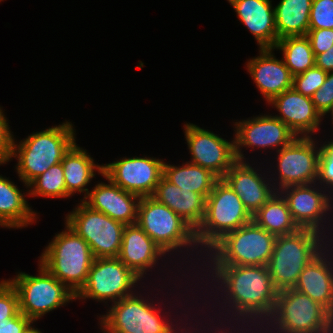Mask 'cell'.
Wrapping results in <instances>:
<instances>
[{"label":"cell","mask_w":333,"mask_h":333,"mask_svg":"<svg viewBox=\"0 0 333 333\" xmlns=\"http://www.w3.org/2000/svg\"><path fill=\"white\" fill-rule=\"evenodd\" d=\"M202 270L203 272L207 270L206 272H209L211 276L204 272L203 277L199 278L204 281L203 278L208 276V281L214 282L213 288L222 292L220 294L224 296V298L221 296L222 303H220V297L217 300L219 306L225 304L221 307L224 312L227 311L223 313L227 316L224 321L231 317L225 323L235 320L238 327L252 328L254 326L259 329L272 314L278 291L272 283L267 266H206Z\"/></svg>","instance_id":"obj_1"},{"label":"cell","mask_w":333,"mask_h":333,"mask_svg":"<svg viewBox=\"0 0 333 333\" xmlns=\"http://www.w3.org/2000/svg\"><path fill=\"white\" fill-rule=\"evenodd\" d=\"M312 137H296L289 145L277 151V173L271 182L277 192L296 185H308L317 182L320 147ZM317 143V144H316ZM275 182H274V181ZM277 185V186H276ZM279 186V187H278Z\"/></svg>","instance_id":"obj_13"},{"label":"cell","mask_w":333,"mask_h":333,"mask_svg":"<svg viewBox=\"0 0 333 333\" xmlns=\"http://www.w3.org/2000/svg\"><path fill=\"white\" fill-rule=\"evenodd\" d=\"M197 333H201V332H199V329L197 328V331H196ZM202 333H206V332H202Z\"/></svg>","instance_id":"obj_45"},{"label":"cell","mask_w":333,"mask_h":333,"mask_svg":"<svg viewBox=\"0 0 333 333\" xmlns=\"http://www.w3.org/2000/svg\"><path fill=\"white\" fill-rule=\"evenodd\" d=\"M237 18L253 34L259 49L274 48L278 42L271 0H227Z\"/></svg>","instance_id":"obj_24"},{"label":"cell","mask_w":333,"mask_h":333,"mask_svg":"<svg viewBox=\"0 0 333 333\" xmlns=\"http://www.w3.org/2000/svg\"><path fill=\"white\" fill-rule=\"evenodd\" d=\"M273 51V48L259 49V56L247 60L245 65L267 103L293 86V75Z\"/></svg>","instance_id":"obj_22"},{"label":"cell","mask_w":333,"mask_h":333,"mask_svg":"<svg viewBox=\"0 0 333 333\" xmlns=\"http://www.w3.org/2000/svg\"><path fill=\"white\" fill-rule=\"evenodd\" d=\"M328 113L331 114V119H332V124H333V103L331 105V107L325 112V114L322 116V118H324L325 115H327Z\"/></svg>","instance_id":"obj_44"},{"label":"cell","mask_w":333,"mask_h":333,"mask_svg":"<svg viewBox=\"0 0 333 333\" xmlns=\"http://www.w3.org/2000/svg\"><path fill=\"white\" fill-rule=\"evenodd\" d=\"M20 313L16 289L8 280L0 281V323Z\"/></svg>","instance_id":"obj_36"},{"label":"cell","mask_w":333,"mask_h":333,"mask_svg":"<svg viewBox=\"0 0 333 333\" xmlns=\"http://www.w3.org/2000/svg\"><path fill=\"white\" fill-rule=\"evenodd\" d=\"M315 66L325 72H333V46L326 52L315 56Z\"/></svg>","instance_id":"obj_41"},{"label":"cell","mask_w":333,"mask_h":333,"mask_svg":"<svg viewBox=\"0 0 333 333\" xmlns=\"http://www.w3.org/2000/svg\"><path fill=\"white\" fill-rule=\"evenodd\" d=\"M28 194L32 197L67 198L62 163L51 166L47 171L35 178L29 185Z\"/></svg>","instance_id":"obj_32"},{"label":"cell","mask_w":333,"mask_h":333,"mask_svg":"<svg viewBox=\"0 0 333 333\" xmlns=\"http://www.w3.org/2000/svg\"><path fill=\"white\" fill-rule=\"evenodd\" d=\"M163 177L181 190L203 195L205 198L211 193L215 183L220 179L207 168L185 162L182 166L164 162Z\"/></svg>","instance_id":"obj_28"},{"label":"cell","mask_w":333,"mask_h":333,"mask_svg":"<svg viewBox=\"0 0 333 333\" xmlns=\"http://www.w3.org/2000/svg\"><path fill=\"white\" fill-rule=\"evenodd\" d=\"M311 98L315 109L323 116L333 103V72L327 73L324 84Z\"/></svg>","instance_id":"obj_37"},{"label":"cell","mask_w":333,"mask_h":333,"mask_svg":"<svg viewBox=\"0 0 333 333\" xmlns=\"http://www.w3.org/2000/svg\"><path fill=\"white\" fill-rule=\"evenodd\" d=\"M330 247L329 243L304 267L294 289L308 295L333 316V250Z\"/></svg>","instance_id":"obj_21"},{"label":"cell","mask_w":333,"mask_h":333,"mask_svg":"<svg viewBox=\"0 0 333 333\" xmlns=\"http://www.w3.org/2000/svg\"><path fill=\"white\" fill-rule=\"evenodd\" d=\"M139 281L142 279L118 258H95L86 283L75 295V299L115 303L134 294Z\"/></svg>","instance_id":"obj_12"},{"label":"cell","mask_w":333,"mask_h":333,"mask_svg":"<svg viewBox=\"0 0 333 333\" xmlns=\"http://www.w3.org/2000/svg\"><path fill=\"white\" fill-rule=\"evenodd\" d=\"M258 171L262 169L249 161L237 160L222 177L252 216L277 192L270 178Z\"/></svg>","instance_id":"obj_19"},{"label":"cell","mask_w":333,"mask_h":333,"mask_svg":"<svg viewBox=\"0 0 333 333\" xmlns=\"http://www.w3.org/2000/svg\"><path fill=\"white\" fill-rule=\"evenodd\" d=\"M252 221V215L229 185L220 178L206 198L205 216L195 230L199 251L196 258L205 254L225 234L237 230Z\"/></svg>","instance_id":"obj_7"},{"label":"cell","mask_w":333,"mask_h":333,"mask_svg":"<svg viewBox=\"0 0 333 333\" xmlns=\"http://www.w3.org/2000/svg\"><path fill=\"white\" fill-rule=\"evenodd\" d=\"M326 238L318 231L307 228L277 236L267 268L278 292L294 289L304 267L329 243H333Z\"/></svg>","instance_id":"obj_4"},{"label":"cell","mask_w":333,"mask_h":333,"mask_svg":"<svg viewBox=\"0 0 333 333\" xmlns=\"http://www.w3.org/2000/svg\"><path fill=\"white\" fill-rule=\"evenodd\" d=\"M306 37L310 41L315 56L333 46V29H309Z\"/></svg>","instance_id":"obj_39"},{"label":"cell","mask_w":333,"mask_h":333,"mask_svg":"<svg viewBox=\"0 0 333 333\" xmlns=\"http://www.w3.org/2000/svg\"><path fill=\"white\" fill-rule=\"evenodd\" d=\"M26 191L25 194L9 178L0 175V226L2 228L21 229L36 222L38 213L33 211L25 199L29 195L28 190Z\"/></svg>","instance_id":"obj_26"},{"label":"cell","mask_w":333,"mask_h":333,"mask_svg":"<svg viewBox=\"0 0 333 333\" xmlns=\"http://www.w3.org/2000/svg\"><path fill=\"white\" fill-rule=\"evenodd\" d=\"M260 329L268 333H333V316L308 295L287 289L278 292L272 314Z\"/></svg>","instance_id":"obj_8"},{"label":"cell","mask_w":333,"mask_h":333,"mask_svg":"<svg viewBox=\"0 0 333 333\" xmlns=\"http://www.w3.org/2000/svg\"><path fill=\"white\" fill-rule=\"evenodd\" d=\"M279 192L285 198L291 217L299 228L313 229L326 236L331 242L333 241L331 239L333 233L328 232L332 227L330 220L333 221L329 217L333 209V195L330 191L323 189L318 183H313L289 186ZM326 222L328 227L325 225Z\"/></svg>","instance_id":"obj_14"},{"label":"cell","mask_w":333,"mask_h":333,"mask_svg":"<svg viewBox=\"0 0 333 333\" xmlns=\"http://www.w3.org/2000/svg\"><path fill=\"white\" fill-rule=\"evenodd\" d=\"M101 176L108 181V184L97 183L93 190L89 191L88 196L80 201L115 221L125 225L136 224L140 197L114 184L104 174Z\"/></svg>","instance_id":"obj_20"},{"label":"cell","mask_w":333,"mask_h":333,"mask_svg":"<svg viewBox=\"0 0 333 333\" xmlns=\"http://www.w3.org/2000/svg\"><path fill=\"white\" fill-rule=\"evenodd\" d=\"M276 238L277 236L267 232L252 220L217 241L205 253L204 259L207 260L203 264L204 266H267Z\"/></svg>","instance_id":"obj_5"},{"label":"cell","mask_w":333,"mask_h":333,"mask_svg":"<svg viewBox=\"0 0 333 333\" xmlns=\"http://www.w3.org/2000/svg\"><path fill=\"white\" fill-rule=\"evenodd\" d=\"M4 111L0 107V162L4 165L11 161L12 154V146L14 135L10 130L9 122H7V118Z\"/></svg>","instance_id":"obj_38"},{"label":"cell","mask_w":333,"mask_h":333,"mask_svg":"<svg viewBox=\"0 0 333 333\" xmlns=\"http://www.w3.org/2000/svg\"><path fill=\"white\" fill-rule=\"evenodd\" d=\"M273 49L282 52V59L293 76L315 66V55L306 36L280 38Z\"/></svg>","instance_id":"obj_31"},{"label":"cell","mask_w":333,"mask_h":333,"mask_svg":"<svg viewBox=\"0 0 333 333\" xmlns=\"http://www.w3.org/2000/svg\"><path fill=\"white\" fill-rule=\"evenodd\" d=\"M61 163L66 191L70 196L76 192L84 193L83 198L85 199L89 194L86 186L95 177L96 171L98 174H103V164H96L87 150L78 146L77 143L64 155Z\"/></svg>","instance_id":"obj_27"},{"label":"cell","mask_w":333,"mask_h":333,"mask_svg":"<svg viewBox=\"0 0 333 333\" xmlns=\"http://www.w3.org/2000/svg\"><path fill=\"white\" fill-rule=\"evenodd\" d=\"M152 197L169 207L194 230L204 219L206 198L195 192L181 190L164 177L158 182Z\"/></svg>","instance_id":"obj_25"},{"label":"cell","mask_w":333,"mask_h":333,"mask_svg":"<svg viewBox=\"0 0 333 333\" xmlns=\"http://www.w3.org/2000/svg\"><path fill=\"white\" fill-rule=\"evenodd\" d=\"M64 224L65 230L53 237L38 261L76 295L86 283L95 257L88 243Z\"/></svg>","instance_id":"obj_6"},{"label":"cell","mask_w":333,"mask_h":333,"mask_svg":"<svg viewBox=\"0 0 333 333\" xmlns=\"http://www.w3.org/2000/svg\"><path fill=\"white\" fill-rule=\"evenodd\" d=\"M252 220L275 236H282L300 229L293 221L288 204L280 192H276L253 216Z\"/></svg>","instance_id":"obj_30"},{"label":"cell","mask_w":333,"mask_h":333,"mask_svg":"<svg viewBox=\"0 0 333 333\" xmlns=\"http://www.w3.org/2000/svg\"><path fill=\"white\" fill-rule=\"evenodd\" d=\"M39 271L35 276L18 272L8 279L16 289L20 312L36 322L45 314L75 301V294L45 267L38 263Z\"/></svg>","instance_id":"obj_10"},{"label":"cell","mask_w":333,"mask_h":333,"mask_svg":"<svg viewBox=\"0 0 333 333\" xmlns=\"http://www.w3.org/2000/svg\"><path fill=\"white\" fill-rule=\"evenodd\" d=\"M327 72L314 66L307 71L293 76V88L304 96L312 97L321 88L326 79Z\"/></svg>","instance_id":"obj_33"},{"label":"cell","mask_w":333,"mask_h":333,"mask_svg":"<svg viewBox=\"0 0 333 333\" xmlns=\"http://www.w3.org/2000/svg\"><path fill=\"white\" fill-rule=\"evenodd\" d=\"M136 224L166 255L169 253L172 255L174 252L181 254L183 248H186V254L190 251L189 257L198 248L195 230L169 207L152 196L140 198Z\"/></svg>","instance_id":"obj_9"},{"label":"cell","mask_w":333,"mask_h":333,"mask_svg":"<svg viewBox=\"0 0 333 333\" xmlns=\"http://www.w3.org/2000/svg\"><path fill=\"white\" fill-rule=\"evenodd\" d=\"M317 183L333 194V140L320 144Z\"/></svg>","instance_id":"obj_34"},{"label":"cell","mask_w":333,"mask_h":333,"mask_svg":"<svg viewBox=\"0 0 333 333\" xmlns=\"http://www.w3.org/2000/svg\"><path fill=\"white\" fill-rule=\"evenodd\" d=\"M276 108L280 119L297 137H312L321 128L322 116L315 109L312 98L297 92L293 87L272 98L268 105Z\"/></svg>","instance_id":"obj_18"},{"label":"cell","mask_w":333,"mask_h":333,"mask_svg":"<svg viewBox=\"0 0 333 333\" xmlns=\"http://www.w3.org/2000/svg\"><path fill=\"white\" fill-rule=\"evenodd\" d=\"M73 124L65 121L39 132H33L17 143L13 139L11 158H17L16 172L25 188L51 166L60 163L76 143Z\"/></svg>","instance_id":"obj_2"},{"label":"cell","mask_w":333,"mask_h":333,"mask_svg":"<svg viewBox=\"0 0 333 333\" xmlns=\"http://www.w3.org/2000/svg\"><path fill=\"white\" fill-rule=\"evenodd\" d=\"M34 322L21 312L9 320L1 321L0 333H24Z\"/></svg>","instance_id":"obj_40"},{"label":"cell","mask_w":333,"mask_h":333,"mask_svg":"<svg viewBox=\"0 0 333 333\" xmlns=\"http://www.w3.org/2000/svg\"><path fill=\"white\" fill-rule=\"evenodd\" d=\"M185 138L192 164L211 170L219 178L237 161L234 139L225 140L221 136L191 123L184 126Z\"/></svg>","instance_id":"obj_17"},{"label":"cell","mask_w":333,"mask_h":333,"mask_svg":"<svg viewBox=\"0 0 333 333\" xmlns=\"http://www.w3.org/2000/svg\"><path fill=\"white\" fill-rule=\"evenodd\" d=\"M31 324L24 333H42L38 328H34Z\"/></svg>","instance_id":"obj_43"},{"label":"cell","mask_w":333,"mask_h":333,"mask_svg":"<svg viewBox=\"0 0 333 333\" xmlns=\"http://www.w3.org/2000/svg\"><path fill=\"white\" fill-rule=\"evenodd\" d=\"M80 202L65 223L88 243L95 258H117L126 225Z\"/></svg>","instance_id":"obj_11"},{"label":"cell","mask_w":333,"mask_h":333,"mask_svg":"<svg viewBox=\"0 0 333 333\" xmlns=\"http://www.w3.org/2000/svg\"><path fill=\"white\" fill-rule=\"evenodd\" d=\"M236 159L246 161L242 147L274 149L276 152L289 145L297 136L280 119L271 115H258L234 122Z\"/></svg>","instance_id":"obj_15"},{"label":"cell","mask_w":333,"mask_h":333,"mask_svg":"<svg viewBox=\"0 0 333 333\" xmlns=\"http://www.w3.org/2000/svg\"><path fill=\"white\" fill-rule=\"evenodd\" d=\"M162 256L166 258V254L138 224L125 226L117 258L139 278L143 280L147 272H152L150 269L156 267Z\"/></svg>","instance_id":"obj_23"},{"label":"cell","mask_w":333,"mask_h":333,"mask_svg":"<svg viewBox=\"0 0 333 333\" xmlns=\"http://www.w3.org/2000/svg\"><path fill=\"white\" fill-rule=\"evenodd\" d=\"M235 324H236L235 321H234V324H231V323L229 324L230 327H229V325L227 326L226 324H225V325L223 324V325L220 327L221 329H220L219 327L217 328V326H215V328H216L217 330L214 328L213 331H214V333H217V332H218V333H232V332H233L232 330H234V332H235V331H238V332H236V333H243L244 330H246V331H247V330H248V331L250 330V332L252 331L251 333H253V331H254V329L252 330L251 327H250V329H249V328L246 329V328H244V327H243V329H242V328L240 329V327L237 328V327L235 326ZM231 325H234V326H231ZM224 326H227V327H224ZM222 327H224V328H222ZM231 327H232V329H230ZM234 327H235V328H234ZM225 328H227V329H225ZM228 328H229V329H228ZM222 329H223V330H222ZM227 330H228V331H227ZM229 330H230V331H229ZM242 330H243V331H242ZM213 331H212V333H213ZM216 331H217V332H216ZM239 331H242V332H239ZM248 331H247V333H248ZM255 331H257V332H255V333H258V331H259V333H267V332H264V331L261 330V329L258 330V329H256V328H255ZM261 331H262V332H261ZM234 332H233V333H234ZM244 333H246V332H244Z\"/></svg>","instance_id":"obj_42"},{"label":"cell","mask_w":333,"mask_h":333,"mask_svg":"<svg viewBox=\"0 0 333 333\" xmlns=\"http://www.w3.org/2000/svg\"><path fill=\"white\" fill-rule=\"evenodd\" d=\"M164 160L153 157H123L103 164V174L125 191L142 197L152 196L163 177Z\"/></svg>","instance_id":"obj_16"},{"label":"cell","mask_w":333,"mask_h":333,"mask_svg":"<svg viewBox=\"0 0 333 333\" xmlns=\"http://www.w3.org/2000/svg\"><path fill=\"white\" fill-rule=\"evenodd\" d=\"M148 300V298L146 299V297H143L137 291L130 296L112 303L106 315L104 314L99 317V320L101 319L99 322L100 329L103 333H195L197 331L199 325L196 326L195 330V323L191 325L193 327L191 329L189 326H186L188 323L182 326V323L184 324L182 322L184 321L183 319L178 323L181 324L178 327L177 319L171 318V321L168 320L167 316H164L160 312L162 309L156 307L157 305L153 299ZM173 320L176 324L173 323ZM190 330H194L195 332H191Z\"/></svg>","instance_id":"obj_3"},{"label":"cell","mask_w":333,"mask_h":333,"mask_svg":"<svg viewBox=\"0 0 333 333\" xmlns=\"http://www.w3.org/2000/svg\"><path fill=\"white\" fill-rule=\"evenodd\" d=\"M333 29V0H312L309 29Z\"/></svg>","instance_id":"obj_35"},{"label":"cell","mask_w":333,"mask_h":333,"mask_svg":"<svg viewBox=\"0 0 333 333\" xmlns=\"http://www.w3.org/2000/svg\"><path fill=\"white\" fill-rule=\"evenodd\" d=\"M312 0H280L274 7L278 39L286 36H306Z\"/></svg>","instance_id":"obj_29"}]
</instances>
